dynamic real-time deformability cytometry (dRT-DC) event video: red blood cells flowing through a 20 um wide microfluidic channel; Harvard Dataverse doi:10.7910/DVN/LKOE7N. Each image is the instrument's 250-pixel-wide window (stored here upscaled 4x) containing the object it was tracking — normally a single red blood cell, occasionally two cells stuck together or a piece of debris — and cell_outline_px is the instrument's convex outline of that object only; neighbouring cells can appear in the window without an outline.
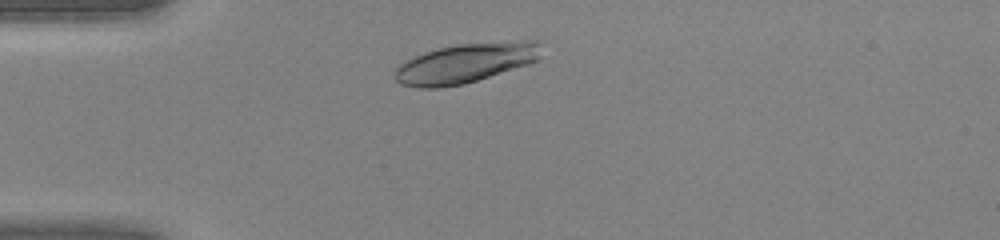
{"species": "human", "species_latin": "Homo sapiens", "temperature_condition": "warm", "stored_images_in_passage": 31, "camera_frame_rate_fps": 3000, "um_per_image_px": 0.085, "donor": {"sex": "female"}, "frame": {"image": 1, "passage_image": 4, "time_ms": 1.0, "image_size_px": [1000, 240], "cell_outline_px": [[544, 40], [540, 60], [528, 64], [464, 84], [440, 88], [416, 88], [400, 84], [392, 76], [396, 68], [400, 64], [424, 52], [440, 48], [460, 44], [520, 40]], "centroid_in_image_um": [39.63, 5.36], "position_along_channel_um": 45.4, "area_um2": 34.16}}
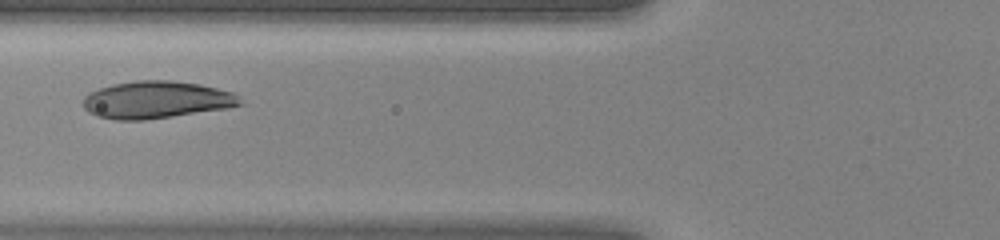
{"frame": {"image": 2, "passage_image": 10, "time_ms": 3.0, "image_size_px": [1000, 240], "cell_outline_px": [[244, 104], [228, 108], [144, 120], [116, 120], [96, 116], [88, 112], [84, 108], [84, 96], [88, 92], [112, 84], [136, 80], [172, 80], [200, 84], [232, 92]], "centroid_in_image_um": [13.26, 8.48], "position_along_channel_um": 112.5, "area_um2": 34.1}}
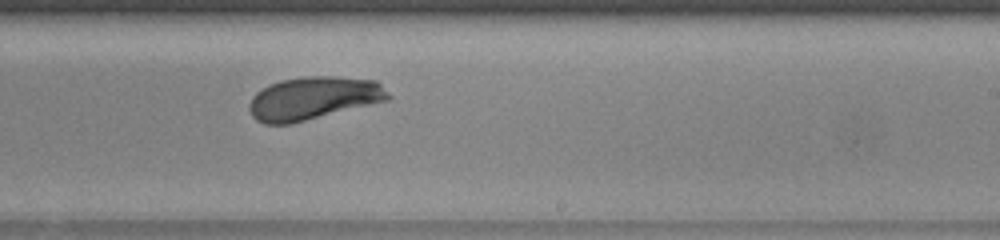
{"frame": {"image": 3, "passage_image": 20, "time_ms": 6.333, "image_size_px": [1000, 240], "cell_outline_px": [[392, 96], [388, 100], [292, 124], [264, 124], [256, 120], [252, 116], [248, 108], [248, 104], [252, 96], [256, 92], [268, 84], [280, 80], [304, 76], [336, 76], [376, 80]], "centroid_in_image_um": [26.61, 8.35], "position_along_channel_um": 262.4, "area_um2": 35.14}}